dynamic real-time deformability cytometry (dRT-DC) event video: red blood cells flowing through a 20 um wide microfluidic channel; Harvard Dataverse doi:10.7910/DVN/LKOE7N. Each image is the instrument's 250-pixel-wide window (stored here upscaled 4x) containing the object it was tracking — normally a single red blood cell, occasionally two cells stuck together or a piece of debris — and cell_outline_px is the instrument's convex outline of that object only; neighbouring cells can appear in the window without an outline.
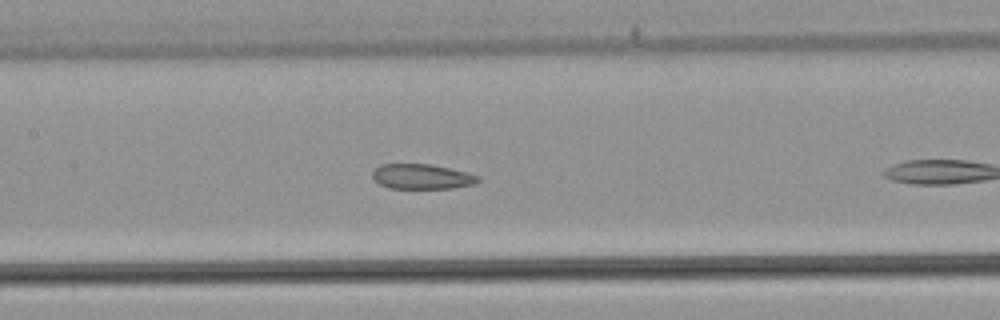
{"species": "common noctule bat (a hibernating species)", "species_latin": "Nyctalus noctula", "temperature_condition": "warm", "stored_images_in_passage": 17, "camera_frame_rate_fps": 3000, "um_per_image_px": 0.085, "animal": {"sex": "male", "body_mass_g": 21.5, "forearm_length_mm": 52.0}, "frame": {"image": 1, "passage_image": 12, "time_ms": 3.667, "image_size_px": [1000, 320], "cell_outline_px": [[480, 180], [472, 184], [452, 188], [388, 188], [380, 184], [372, 176], [372, 172], [380, 164], [428, 164], [448, 168], [480, 176]], "centroid_in_image_um": [35.83, 15.01], "position_along_channel_um": 171.6, "area_um2": 15.14}}
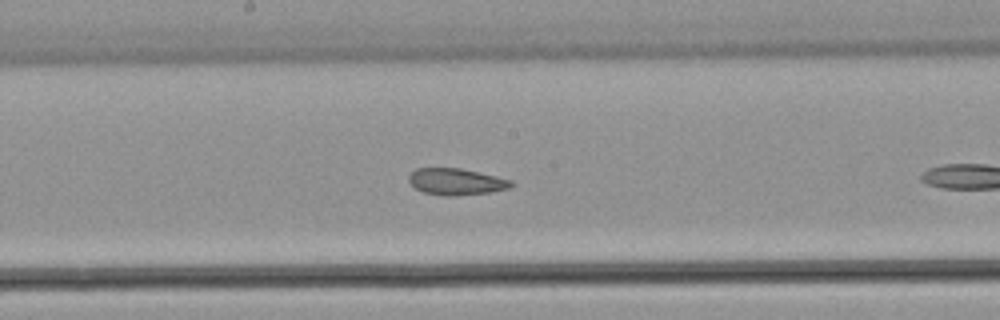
{"frame": {"image": 2, "passage_image": 15, "time_ms": 4.667, "image_size_px": [1000, 320], "cell_outline_px": [[512, 184], [508, 188], [488, 192], [456, 196], [444, 196], [424, 192], [416, 188], [408, 180], [408, 176], [416, 168], [460, 168], [496, 176], [512, 180]], "centroid_in_image_um": [38.75, 15.44], "position_along_channel_um": 209.5, "area_um2": 15.66}}